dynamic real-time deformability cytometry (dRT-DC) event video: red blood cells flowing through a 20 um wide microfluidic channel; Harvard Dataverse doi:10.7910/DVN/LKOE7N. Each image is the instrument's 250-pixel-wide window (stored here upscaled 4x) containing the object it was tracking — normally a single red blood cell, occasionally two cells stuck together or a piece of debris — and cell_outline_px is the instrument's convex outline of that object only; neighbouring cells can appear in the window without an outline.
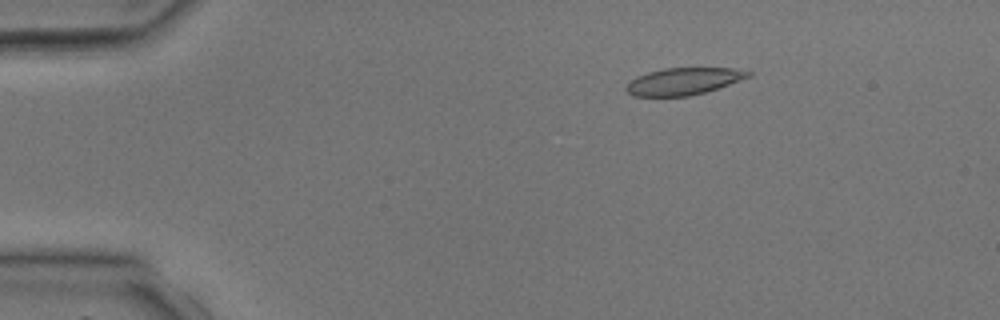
{"species": "common noctule bat (a hibernating species)", "species_latin": "Nyctalus noctula", "temperature_condition": "room temperature", "stored_images_in_passage": 4, "camera_frame_rate_fps": 3000, "um_per_image_px": 0.085, "animal": {"sex": "male", "body_mass_g": 17.9, "forearm_length_mm": 54.2}, "frame": {"image": 1, "passage_image": 2, "time_ms": 1.333, "image_size_px": [1000, 320], "cell_outline_px": [[752, 76], [720, 88], [688, 96], [632, 96], [624, 88], [636, 76], [648, 72], [664, 68], [732, 68], [752, 72]], "centroid_in_image_um": [58.12, 6.91], "position_along_channel_um": 26.9, "area_um2": 19.25}}
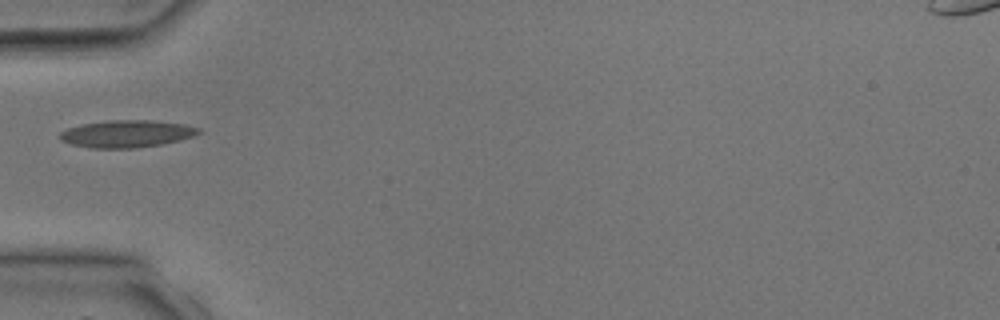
{"frame": {"image": 2, "passage_image": 4, "time_ms": 3.667, "image_size_px": [1000, 320], "cell_outline_px": [[204, 132], [180, 140], [160, 144], [136, 148], [92, 148], [72, 144], [60, 140], [60, 132], [68, 128], [84, 124], [108, 120], [152, 120], [184, 124], [200, 128]], "centroid_in_image_um": [10.81, 11.37], "position_along_channel_um": 74.2, "area_um2": 21.96}}